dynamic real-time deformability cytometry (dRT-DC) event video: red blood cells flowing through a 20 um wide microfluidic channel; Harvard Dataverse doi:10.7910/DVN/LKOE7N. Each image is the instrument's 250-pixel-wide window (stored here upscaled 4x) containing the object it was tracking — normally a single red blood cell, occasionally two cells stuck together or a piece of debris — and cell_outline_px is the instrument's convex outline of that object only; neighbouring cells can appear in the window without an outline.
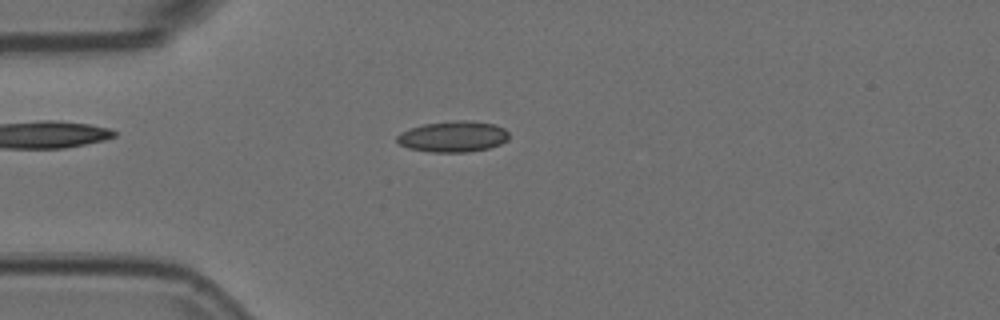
{"species": "Egyptian fruit bat (a non-hibernating species)", "species_latin": "Rousettus aegyptiacus", "temperature_condition": "room temperature", "stored_images_in_passage": 8, "camera_frame_rate_fps": 3000, "um_per_image_px": 0.085, "animal": {"sex": "female"}, "frame": {"image": 1, "passage_image": 4, "time_ms": 1.0, "image_size_px": [1000, 320], "cell_outline_px": [[508, 140], [500, 144], [488, 148], [468, 152], [432, 152], [408, 148], [400, 144], [396, 140], [396, 136], [400, 132], [424, 124], [456, 120], [472, 120], [496, 124], [504, 128], [508, 132]], "centroid_in_image_um": [38.53, 11.6], "position_along_channel_um": 46.5, "area_um2": 20.29}}
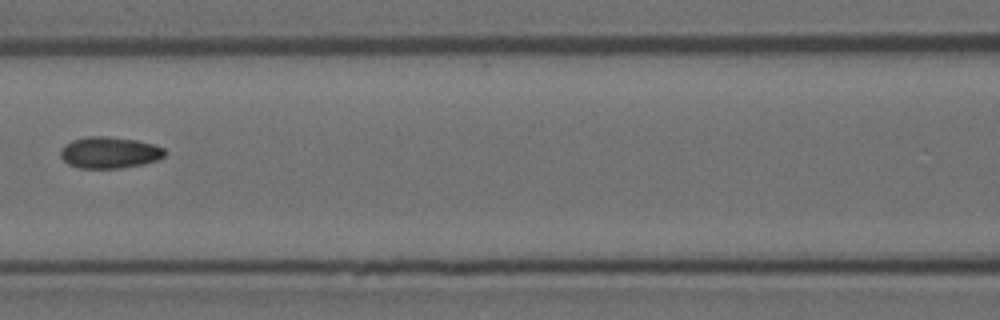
{"frame": {"image": 2, "passage_image": 7, "time_ms": 2.0, "image_size_px": [1000, 320], "cell_outline_px": [[164, 156], [160, 160], [144, 164], [120, 168], [80, 168], [68, 164], [60, 156], [60, 152], [64, 144], [72, 140], [88, 136], [108, 136], [136, 140], [152, 144], [164, 148]], "centroid_in_image_um": [9.3, 12.97], "position_along_channel_um": 157.3, "area_um2": 19.19}}
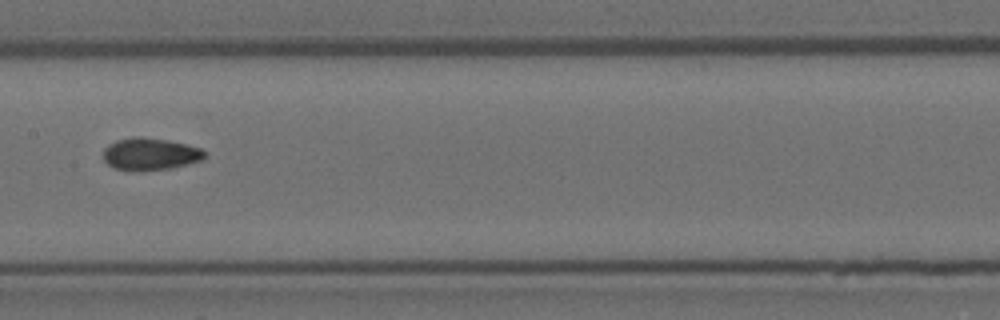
{"frame": {"image": 3, "passage_image": 8, "time_ms": 2.333, "image_size_px": [1000, 320], "cell_outline_px": [[204, 156], [200, 160], [188, 164], [172, 168], [132, 172], [112, 168], [104, 160], [104, 148], [108, 144], [116, 140], [132, 136], [140, 136], [168, 140], [200, 148], [204, 152]], "centroid_in_image_um": [12.69, 13.1], "position_along_channel_um": 194.7, "area_um2": 19.19}}